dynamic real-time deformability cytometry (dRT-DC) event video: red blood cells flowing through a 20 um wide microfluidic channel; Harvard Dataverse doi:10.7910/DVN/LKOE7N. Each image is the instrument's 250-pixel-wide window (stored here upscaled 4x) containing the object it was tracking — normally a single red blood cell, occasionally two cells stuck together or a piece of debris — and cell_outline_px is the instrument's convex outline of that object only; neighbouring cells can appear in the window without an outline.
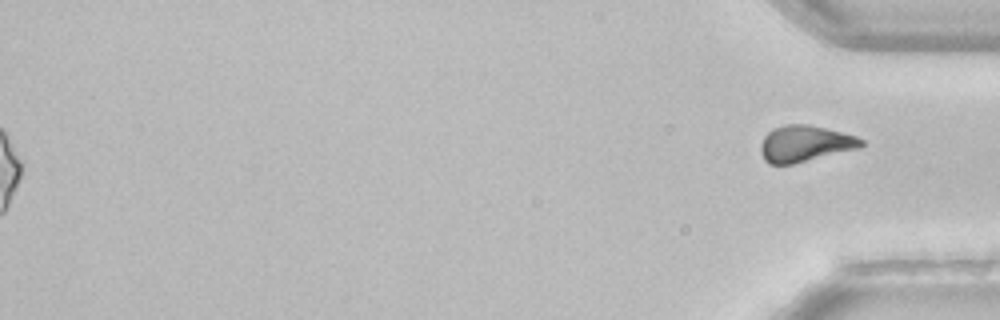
{"species": "common noctule bat (a hibernating species)", "species_latin": "Nyctalus noctula", "temperature_condition": "room temperature", "stored_images_in_passage": 52, "camera_frame_rate_fps": 3000, "um_per_image_px": 0.085, "animal": {"sex": "female", "body_mass_g": 22.7, "forearm_length_mm": 54.2}, "frame": {"image": 1, "passage_image": 52, "time_ms": 17.0, "image_size_px": [1000, 320], "cell_outline_px": [[864, 144], [860, 148], [792, 164], [768, 164], [764, 160], [760, 152], [760, 144], [764, 136], [772, 128], [784, 124], [808, 124], [856, 136], [864, 140]], "centroid_in_image_um": [68.39, 12.21], "position_along_channel_um": 366.8, "area_um2": 21.33}}